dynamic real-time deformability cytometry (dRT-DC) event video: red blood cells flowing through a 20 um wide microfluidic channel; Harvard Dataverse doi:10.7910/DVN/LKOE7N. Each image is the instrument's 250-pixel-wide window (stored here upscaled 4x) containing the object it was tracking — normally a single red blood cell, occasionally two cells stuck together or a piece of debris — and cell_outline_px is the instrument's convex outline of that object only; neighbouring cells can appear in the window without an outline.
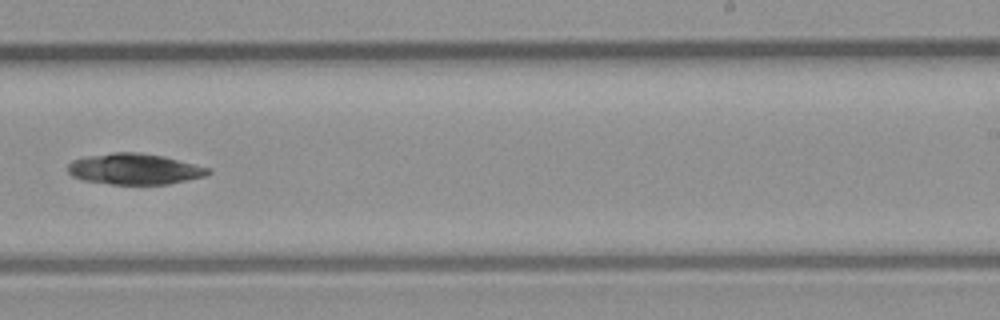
{"species": "common noctule bat (a hibernating species)", "species_latin": "Nyctalus noctula", "temperature_condition": "room temperature", "stored_images_in_passage": 16, "camera_frame_rate_fps": 3000, "um_per_image_px": 0.085, "animal": {"sex": "male", "body_mass_g": 23.1, "forearm_length_mm": 52.7}, "frame": {"image": 1, "passage_image": 14, "time_ms": 4.333, "image_size_px": [1000, 320], "cell_outline_px": [[212, 172], [204, 176], [168, 184], [112, 184], [84, 180], [72, 176], [68, 172], [68, 164], [72, 160], [84, 156], [112, 152], [140, 152], [164, 156], [212, 168]], "centroid_in_image_um": [11.44, 14.35], "position_along_channel_um": 277.6, "area_um2": 25.43}}